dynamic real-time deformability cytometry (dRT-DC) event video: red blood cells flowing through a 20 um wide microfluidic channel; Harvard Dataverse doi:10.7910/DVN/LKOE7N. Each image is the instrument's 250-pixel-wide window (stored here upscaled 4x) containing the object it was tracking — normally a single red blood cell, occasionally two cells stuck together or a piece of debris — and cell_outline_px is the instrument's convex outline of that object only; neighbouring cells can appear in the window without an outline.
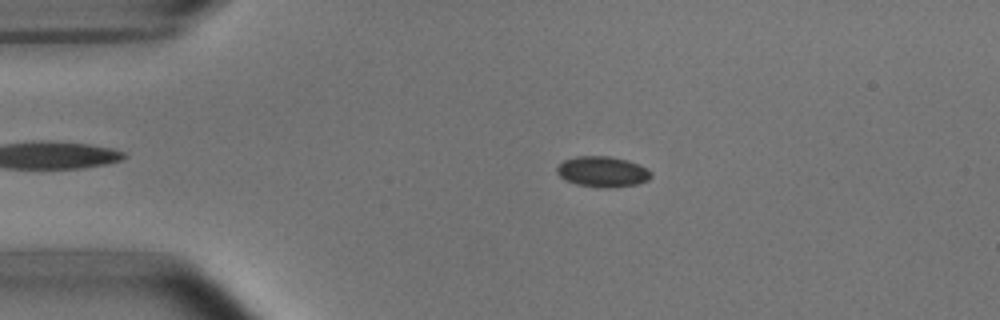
{"species": "common noctule bat (a hibernating species)", "species_latin": "Nyctalus noctula", "temperature_condition": "room temperature", "stored_images_in_passage": 5, "camera_frame_rate_fps": 3000, "um_per_image_px": 0.085, "animal": {"sex": "male", "body_mass_g": 15.6}, "frame": {"image": 1, "passage_image": 3, "time_ms": 0.667, "image_size_px": [1000, 320], "cell_outline_px": [[652, 176], [648, 180], [636, 184], [608, 188], [604, 188], [576, 184], [564, 180], [556, 172], [556, 168], [564, 160], [576, 156], [608, 156], [628, 160], [640, 164], [648, 168], [652, 172]], "centroid_in_image_um": [51.23, 14.59], "position_along_channel_um": 33.8, "area_um2": 16.94}}